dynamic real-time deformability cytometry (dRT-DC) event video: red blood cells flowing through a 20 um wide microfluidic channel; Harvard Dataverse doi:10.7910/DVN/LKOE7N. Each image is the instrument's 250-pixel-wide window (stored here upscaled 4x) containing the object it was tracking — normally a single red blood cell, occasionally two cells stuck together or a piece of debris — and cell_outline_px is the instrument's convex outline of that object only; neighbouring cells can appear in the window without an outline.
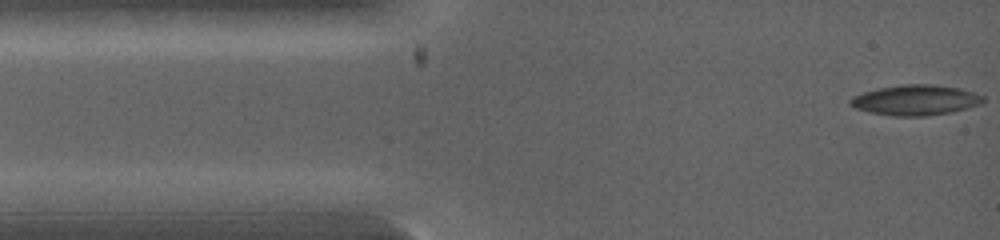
{"species": "common noctule bat (a hibernating species)", "species_latin": "Nyctalus noctula", "temperature_condition": "warm", "stored_images_in_passage": 4, "camera_frame_rate_fps": 5000, "um_per_image_px": 0.085, "animal": {"sex": "female", "body_mass_g": 19.0, "forearm_length_mm": 53.3}, "frame": {"image": 1, "passage_image": 1, "time_ms": 0.0, "image_size_px": [1000, 240], "cell_outline_px": [[984, 100], [980, 104], [968, 108], [952, 112], [928, 116], [892, 116], [868, 112], [856, 108], [848, 104], [848, 100], [852, 96], [864, 92], [880, 88], [900, 84], [932, 84], [960, 88], [984, 96]], "centroid_in_image_um": [77.8, 8.51], "position_along_channel_um": 7.2, "area_um2": 23.64}}
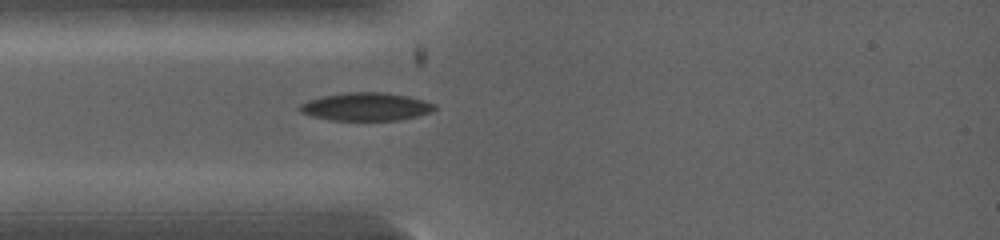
{"frame": {"image": 2, "passage_image": 4, "time_ms": 2.0, "image_size_px": [1000, 240], "cell_outline_px": [[436, 108], [432, 112], [416, 116], [396, 120], [328, 120], [312, 116], [300, 112], [296, 108], [300, 104], [308, 100], [320, 96], [348, 92], [384, 92], [408, 96], [424, 100], [436, 104]], "centroid_in_image_um": [31.08, 9.06], "position_along_channel_um": 53.9, "area_um2": 22.2}}